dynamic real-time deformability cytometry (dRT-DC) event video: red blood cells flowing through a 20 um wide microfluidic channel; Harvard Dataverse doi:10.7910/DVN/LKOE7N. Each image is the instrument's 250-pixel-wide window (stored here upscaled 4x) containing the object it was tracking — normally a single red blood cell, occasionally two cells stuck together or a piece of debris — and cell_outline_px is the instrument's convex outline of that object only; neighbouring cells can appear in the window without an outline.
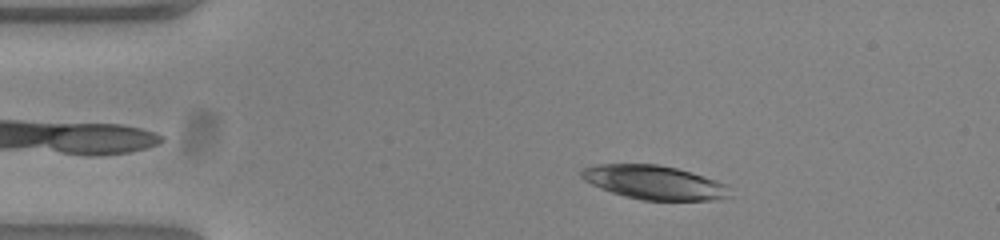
{"species": "common noctule bat (a hibernating species)", "species_latin": "Nyctalus noctula", "temperature_condition": "warm", "stored_images_in_passage": 50, "camera_frame_rate_fps": 3000, "um_per_image_px": 0.085, "animal": {"sex": "female", "body_mass_g": 23.0, "forearm_length_mm": 53.4}, "frame": {"image": 1, "passage_image": 6, "time_ms": 1.667, "image_size_px": [1000, 240], "cell_outline_px": [[728, 196], [720, 200], [644, 200], [624, 196], [600, 188], [584, 180], [580, 176], [580, 172], [584, 168], [596, 164], [656, 164], [676, 168], [704, 176], [728, 184]], "centroid_in_image_um": [55.6, 15.5], "position_along_channel_um": 29.4, "area_um2": 29.19}}
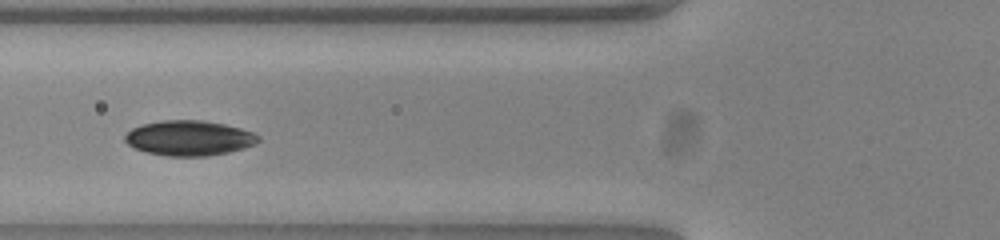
{"frame": {"image": 2, "passage_image": 17, "time_ms": 5.333, "image_size_px": [1000, 240], "cell_outline_px": [[260, 140], [256, 144], [244, 148], [228, 152], [208, 156], [168, 156], [148, 152], [136, 148], [128, 144], [124, 140], [124, 136], [132, 128], [144, 124], [164, 120], [200, 120], [224, 124], [240, 128], [252, 132], [260, 136]], "centroid_in_image_um": [16.1, 11.74], "position_along_channel_um": 109.7, "area_um2": 27.11}}